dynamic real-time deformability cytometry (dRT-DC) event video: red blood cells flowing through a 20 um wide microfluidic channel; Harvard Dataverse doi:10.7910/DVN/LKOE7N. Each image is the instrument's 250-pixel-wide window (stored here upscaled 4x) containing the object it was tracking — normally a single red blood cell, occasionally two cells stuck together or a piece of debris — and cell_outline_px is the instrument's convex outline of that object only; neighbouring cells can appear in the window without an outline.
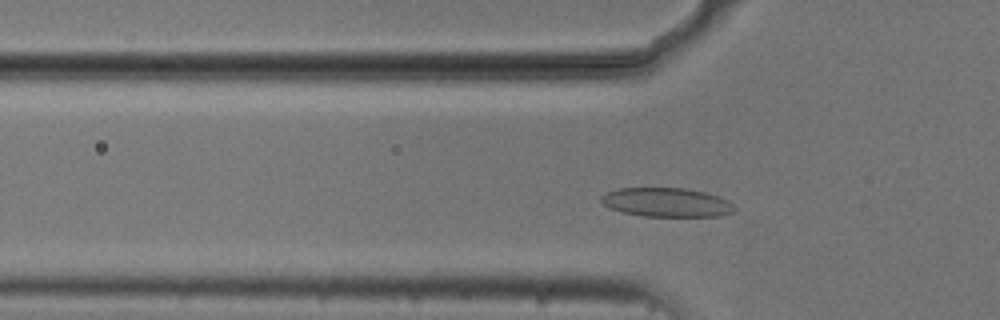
{"species": "common noctule bat (a hibernating species)", "species_latin": "Nyctalus noctula", "temperature_condition": "cold", "stored_images_in_passage": 49, "camera_frame_rate_fps": 3000, "um_per_image_px": 0.085, "animal": {"sex": "male", "body_mass_g": 20.5, "forearm_length_mm": 52.5}, "frame": {"image": 1, "passage_image": 12, "time_ms": 3.667, "image_size_px": [1000, 320], "cell_outline_px": [[736, 212], [720, 216], [644, 216], [624, 212], [612, 208], [604, 204], [600, 200], [600, 196], [608, 192], [620, 188], [684, 188], [704, 192], [728, 200], [736, 208]], "centroid_in_image_um": [56.7, 17.2], "position_along_channel_um": 69.1, "area_um2": 22.37}}
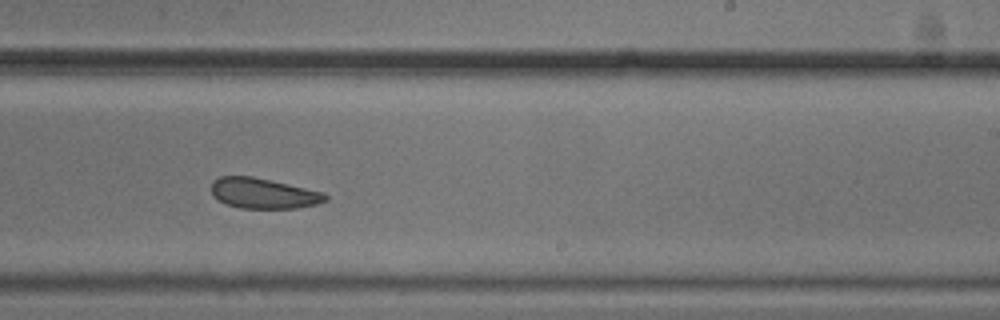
{"frame": {"image": 2, "passage_image": 28, "time_ms": 9.0, "image_size_px": [1000, 320], "cell_outline_px": [[328, 200], [316, 204], [296, 208], [240, 208], [228, 204], [220, 200], [212, 192], [212, 180], [220, 176], [252, 176], [324, 192], [328, 196]], "centroid_in_image_um": [22.41, 16.43], "position_along_channel_um": 266.6, "area_um2": 20.0}}
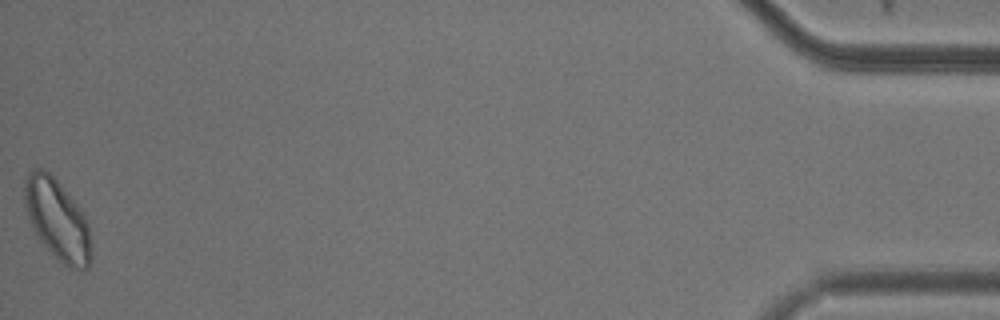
{"frame": {"image": 3, "passage_image": 49, "time_ms": 16.0, "image_size_px": [1000, 320], "cell_outline_px": [[92, 256], [88, 268], [68, 268], [40, 240], [32, 224], [24, 200], [24, 180], [28, 172], [32, 168], [44, 168], [60, 184], [80, 208], [88, 224], [92, 248]], "centroid_in_image_um": [4.89, 18.64], "position_along_channel_um": 430.3, "area_um2": 30.81}, "authors_computed_cell_mechanics": {"area_um2": 22.4264, "velocity_mm_per_s": 3.6966, "shape_relaxation_time_tau1_ms": 4.1418, "shape_relaxation_time_tau2_ms": 3.3513, "deformation_change_tau1": 0.0815, "deformation_change_tau2": 0.0783}}